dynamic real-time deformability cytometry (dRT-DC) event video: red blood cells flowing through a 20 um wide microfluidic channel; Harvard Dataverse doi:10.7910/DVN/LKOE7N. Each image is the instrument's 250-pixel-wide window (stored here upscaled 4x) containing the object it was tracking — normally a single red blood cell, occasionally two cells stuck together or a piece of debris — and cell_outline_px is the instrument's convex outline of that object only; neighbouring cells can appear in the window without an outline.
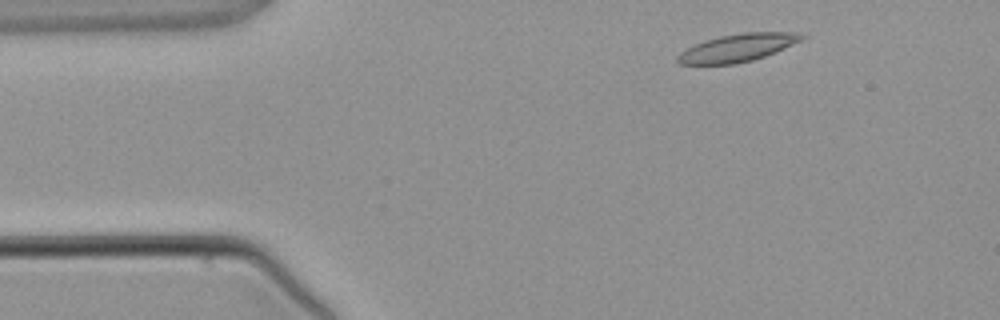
{"species": "common noctule bat (a hibernating species)", "species_latin": "Nyctalus noctula", "temperature_condition": "warm", "stored_images_in_passage": 4, "camera_frame_rate_fps": 3000, "um_per_image_px": 0.085, "animal": {"sex": "male", "body_mass_g": 21.5, "forearm_length_mm": 52.0}, "frame": {"image": 1, "passage_image": 1, "time_ms": 0.0, "image_size_px": [1000, 320], "cell_outline_px": [[804, 36], [800, 40], [776, 52], [752, 60], [736, 64], [680, 64], [676, 60], [676, 56], [680, 52], [704, 40], [720, 36], [744, 32], [796, 32]], "centroid_in_image_um": [62.65, 4.06], "position_along_channel_um": 22.3, "area_um2": 19.83}}
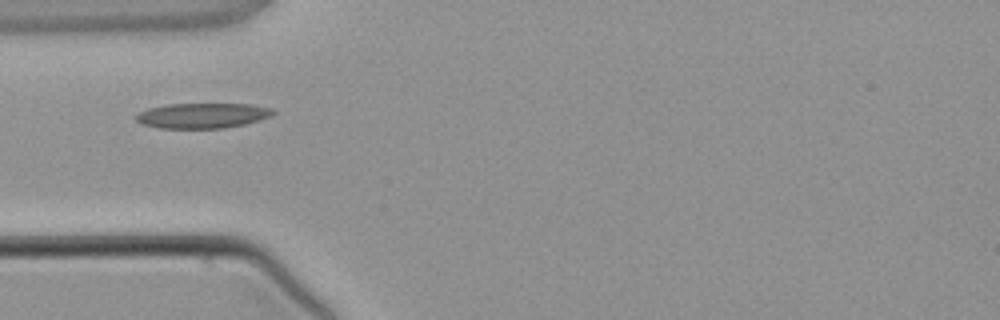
{"frame": {"image": 2, "passage_image": 3, "time_ms": 2.333, "image_size_px": [1000, 320], "cell_outline_px": [[276, 112], [272, 116], [244, 124], [224, 128], [160, 128], [140, 124], [136, 120], [136, 116], [140, 112], [148, 108], [168, 104], [248, 104], [272, 108]], "centroid_in_image_um": [17.21, 9.82], "position_along_channel_um": 67.8, "area_um2": 20.06}}
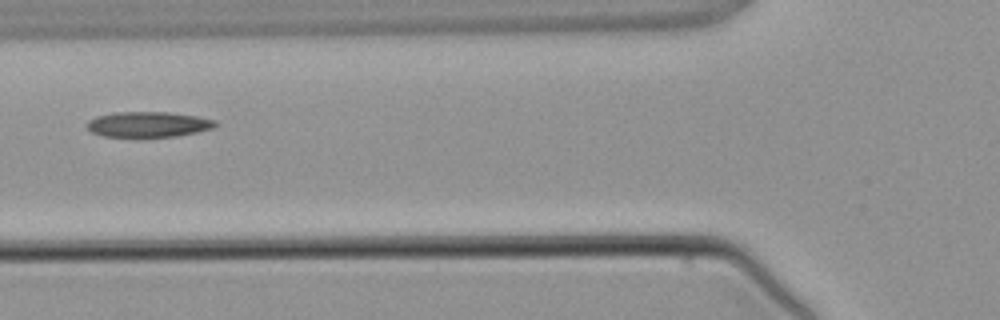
{"frame": {"image": 3, "passage_image": 4, "time_ms": 3.333, "image_size_px": [1000, 320], "cell_outline_px": [[220, 124], [212, 128], [196, 132], [176, 136], [144, 140], [136, 140], [100, 136], [92, 132], [84, 124], [88, 120], [96, 116], [116, 112], [168, 112], [196, 116], [216, 120]], "centroid_in_image_um": [12.54, 10.63], "position_along_channel_um": 113.3, "area_um2": 20.17}}